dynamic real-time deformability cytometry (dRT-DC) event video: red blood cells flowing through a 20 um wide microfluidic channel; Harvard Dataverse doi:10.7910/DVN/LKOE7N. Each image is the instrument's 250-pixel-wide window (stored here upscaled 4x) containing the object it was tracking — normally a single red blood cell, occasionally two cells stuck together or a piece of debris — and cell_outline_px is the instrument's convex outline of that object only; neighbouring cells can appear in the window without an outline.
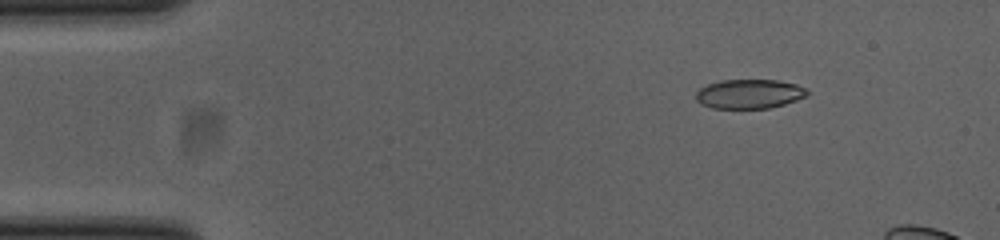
{"species": "common noctule bat (a hibernating species)", "species_latin": "Nyctalus noctula", "temperature_condition": "cold", "stored_images_in_passage": 15, "camera_frame_rate_fps": 3000, "um_per_image_px": 0.085, "animal": {"sex": "female", "body_mass_g": 23.0, "forearm_length_mm": 53.4}, "frame": {"image": 1, "passage_image": 7, "time_ms": 2.0, "image_size_px": [1000, 240], "cell_outline_px": [[808, 96], [784, 104], [768, 108], [712, 108], [700, 104], [696, 100], [696, 92], [700, 88], [708, 84], [720, 80], [776, 80], [796, 84], [804, 88], [808, 92]], "centroid_in_image_um": [63.67, 7.98], "position_along_channel_um": 21.3, "area_um2": 18.96}}